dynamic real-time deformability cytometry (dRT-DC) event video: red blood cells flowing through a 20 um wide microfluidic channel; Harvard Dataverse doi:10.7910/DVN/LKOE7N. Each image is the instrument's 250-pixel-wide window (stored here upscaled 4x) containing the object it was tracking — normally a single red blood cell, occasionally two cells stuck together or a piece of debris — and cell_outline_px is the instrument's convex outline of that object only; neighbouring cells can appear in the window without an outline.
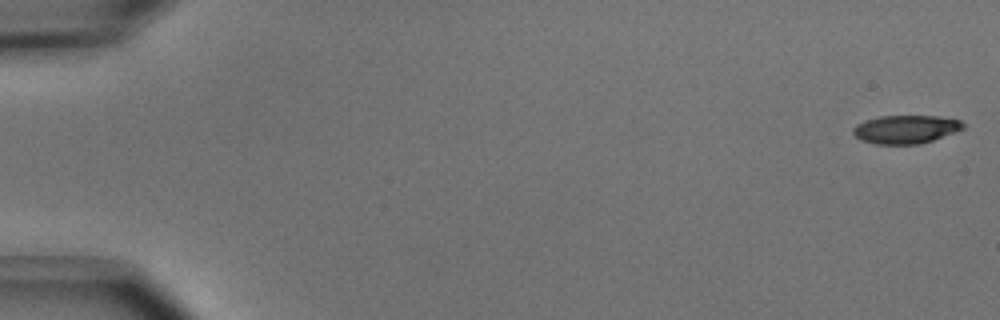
{"species": "common noctule bat (a hibernating species)", "species_latin": "Nyctalus noctula", "temperature_condition": "cold", "stored_images_in_passage": 26, "camera_frame_rate_fps": 3000, "um_per_image_px": 0.085, "animal": {"sex": "male", "body_mass_g": 15.6}, "frame": {"image": 1, "passage_image": 1, "time_ms": 0.0, "image_size_px": [1000, 320], "cell_outline_px": [[964, 128], [932, 140], [920, 144], [876, 144], [860, 140], [852, 132], [852, 128], [856, 124], [864, 120], [880, 116], [936, 116], [960, 120], [964, 124]], "centroid_in_image_um": [76.93, 10.99], "position_along_channel_um": 8.1, "area_um2": 18.09}}
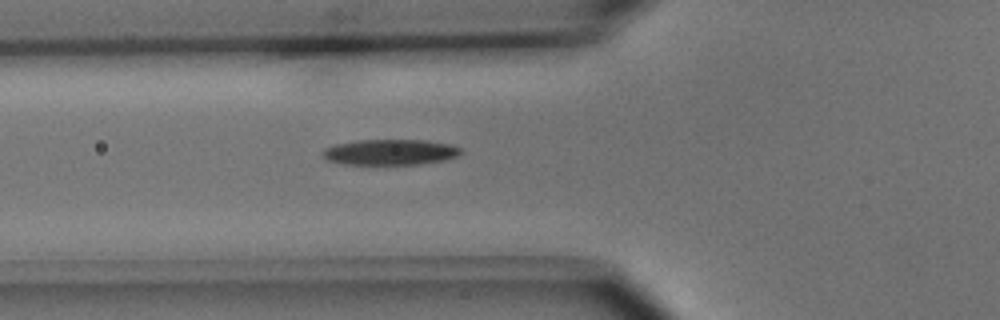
{"frame": {"image": 2, "passage_image": 19, "time_ms": 6.0, "image_size_px": [1000, 320], "cell_outline_px": [[460, 152], [456, 156], [444, 160], [420, 164], [340, 164], [328, 160], [320, 156], [320, 152], [324, 148], [336, 144], [356, 140], [424, 140], [448, 144], [460, 148]], "centroid_in_image_um": [33.07, 12.93], "position_along_channel_um": 92.7, "area_um2": 20.63}}
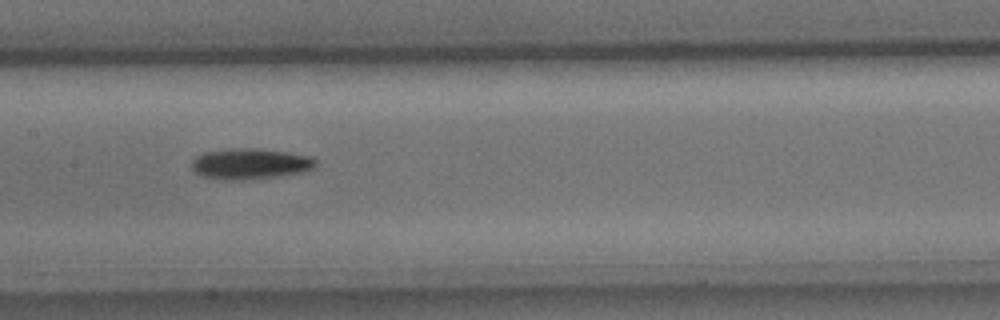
{"frame": {"image": 3, "passage_image": 26, "time_ms": 8.333, "image_size_px": [1000, 320], "cell_outline_px": [[316, 164], [312, 168], [304, 172], [284, 176], [252, 180], [228, 180], [204, 176], [192, 172], [192, 160], [196, 156], [204, 152], [232, 148], [260, 148], [288, 152], [312, 156], [316, 160]], "centroid_in_image_um": [21.29, 13.93], "position_along_channel_um": 186.1, "area_um2": 22.72}}